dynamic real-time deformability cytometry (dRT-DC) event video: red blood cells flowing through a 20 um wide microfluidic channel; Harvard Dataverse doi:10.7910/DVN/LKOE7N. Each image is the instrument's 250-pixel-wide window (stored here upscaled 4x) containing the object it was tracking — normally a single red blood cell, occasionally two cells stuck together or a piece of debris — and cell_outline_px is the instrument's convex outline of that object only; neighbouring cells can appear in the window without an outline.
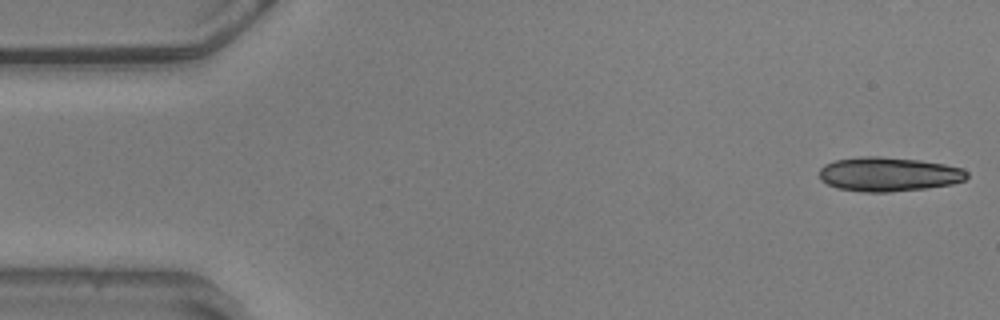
{"species": "common noctule bat (a hibernating species)", "species_latin": "Nyctalus noctula", "temperature_condition": "warm", "stored_images_in_passage": 54, "camera_frame_rate_fps": 3000, "um_per_image_px": 0.085, "animal": {"sex": "male", "body_mass_g": 20.5, "forearm_length_mm": 52.5}, "frame": {"image": 1, "passage_image": 1, "time_ms": 0.0, "image_size_px": [1000, 320], "cell_outline_px": [[968, 176], [964, 180], [952, 184], [924, 188], [888, 192], [864, 192], [836, 188], [820, 180], [820, 168], [824, 164], [836, 160], [860, 156], [880, 156], [920, 160], [944, 164], [964, 168], [968, 172]], "centroid_in_image_um": [75.53, 14.8], "position_along_channel_um": 9.5, "area_um2": 29.54}, "authors_computed_cell_mechanics": {"area_um2": 19.7098, "velocity_mm_per_s": 3.6021, "shape_relaxation_time_tau1_ms": 9.47, "shape_relaxation_time_tau2_ms": 5.4888, "deformation_change_tau1": 0.2366, "deformation_change_tau2": 0.1709}}